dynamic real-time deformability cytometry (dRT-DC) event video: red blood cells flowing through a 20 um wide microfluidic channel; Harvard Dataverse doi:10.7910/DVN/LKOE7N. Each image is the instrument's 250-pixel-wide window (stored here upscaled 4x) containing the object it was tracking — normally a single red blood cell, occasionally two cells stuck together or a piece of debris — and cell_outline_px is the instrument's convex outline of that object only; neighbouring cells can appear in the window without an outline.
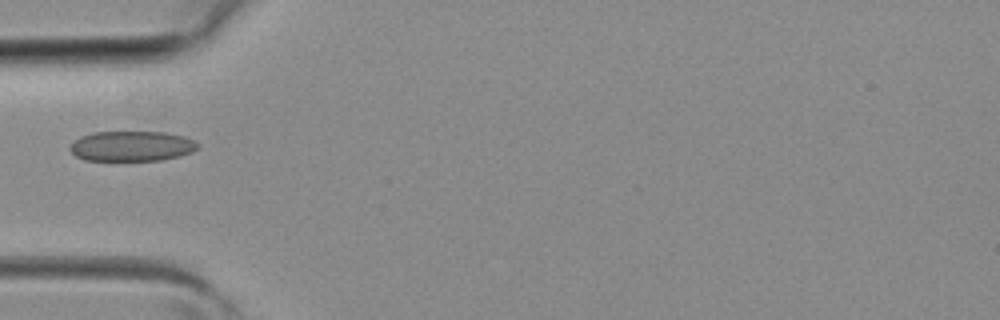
{"species": "common noctule bat (a hibernating species)", "species_latin": "Nyctalus noctula", "temperature_condition": "room temperature", "stored_images_in_passage": 2, "camera_frame_rate_fps": 3000, "um_per_image_px": 0.085, "animal": {"sex": "female", "body_mass_g": 19.3, "forearm_length_mm": 54.1}, "frame": {"image": 1, "passage_image": 2, "time_ms": 0.333, "image_size_px": [1000, 320], "cell_outline_px": [[200, 144], [192, 152], [180, 156], [160, 160], [84, 160], [76, 156], [68, 148], [80, 136], [92, 132], [164, 132], [184, 136]], "centroid_in_image_um": [11.19, 12.42], "position_along_channel_um": 73.8, "area_um2": 22.37}}